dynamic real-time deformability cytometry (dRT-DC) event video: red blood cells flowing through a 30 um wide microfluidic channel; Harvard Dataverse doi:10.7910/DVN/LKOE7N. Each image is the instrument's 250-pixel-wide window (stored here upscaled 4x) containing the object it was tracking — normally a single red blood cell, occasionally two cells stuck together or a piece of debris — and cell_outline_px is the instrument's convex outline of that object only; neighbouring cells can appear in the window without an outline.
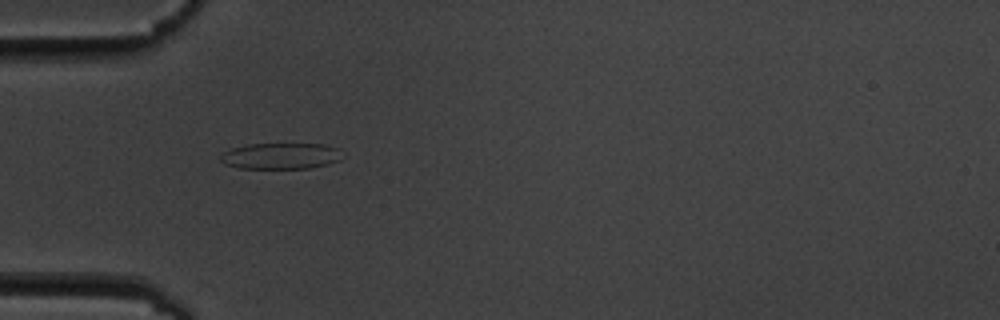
{"species": "common noctule bat (a hibernating species)", "species_latin": "Nyctalus noctula", "temperature_condition": "cold", "stored_images_in_passage": 6, "camera_frame_rate_fps": 3000, "um_per_image_px": 0.085, "animal": {"sex": "male", "body_mass_g": 19.5, "forearm_length_mm": 54.6}, "frame": {"image": 1, "passage_image": 5, "time_ms": 4.667, "image_size_px": [1000, 320], "cell_outline_px": [[348, 156], [340, 160], [328, 164], [308, 168], [240, 168], [224, 164], [220, 160], [220, 156], [224, 152], [232, 148], [248, 144], [324, 144], [336, 148]], "centroid_in_image_um": [23.91, 13.26], "position_along_channel_um": 61.1, "area_um2": 18.67}}